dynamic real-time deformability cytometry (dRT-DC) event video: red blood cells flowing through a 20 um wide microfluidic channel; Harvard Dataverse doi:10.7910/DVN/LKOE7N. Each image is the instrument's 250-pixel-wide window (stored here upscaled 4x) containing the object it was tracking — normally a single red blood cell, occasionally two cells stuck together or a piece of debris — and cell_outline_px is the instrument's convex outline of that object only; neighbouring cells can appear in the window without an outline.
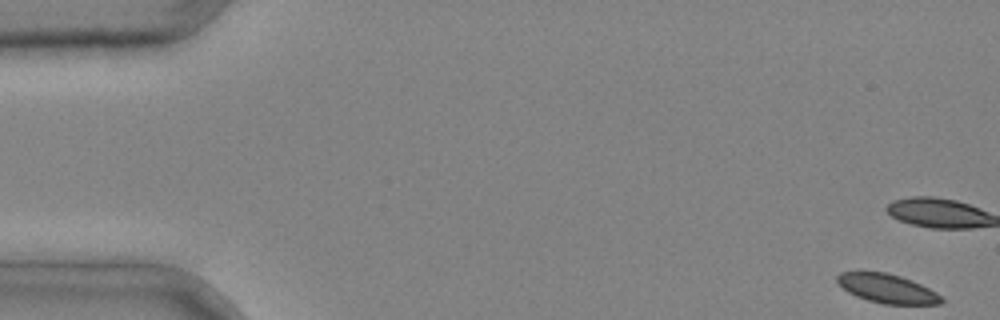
{"species": "common noctule bat (a hibernating species)", "species_latin": "Nyctalus noctula", "temperature_condition": "cold", "stored_images_in_passage": 4, "camera_frame_rate_fps": 3000, "um_per_image_px": 0.085, "animal": {"sex": "male", "body_mass_g": 20.4}, "frame": {"image": 1, "passage_image": 1, "time_ms": 0.0, "image_size_px": [1000, 320], "cell_outline_px": [[944, 300], [940, 304], [884, 304], [868, 300], [856, 296], [848, 292], [836, 280], [836, 276], [840, 272], [888, 272], [900, 276], [920, 284], [936, 292]], "centroid_in_image_um": [75.4, 24.52], "position_along_channel_um": 9.6, "area_um2": 17.4}}